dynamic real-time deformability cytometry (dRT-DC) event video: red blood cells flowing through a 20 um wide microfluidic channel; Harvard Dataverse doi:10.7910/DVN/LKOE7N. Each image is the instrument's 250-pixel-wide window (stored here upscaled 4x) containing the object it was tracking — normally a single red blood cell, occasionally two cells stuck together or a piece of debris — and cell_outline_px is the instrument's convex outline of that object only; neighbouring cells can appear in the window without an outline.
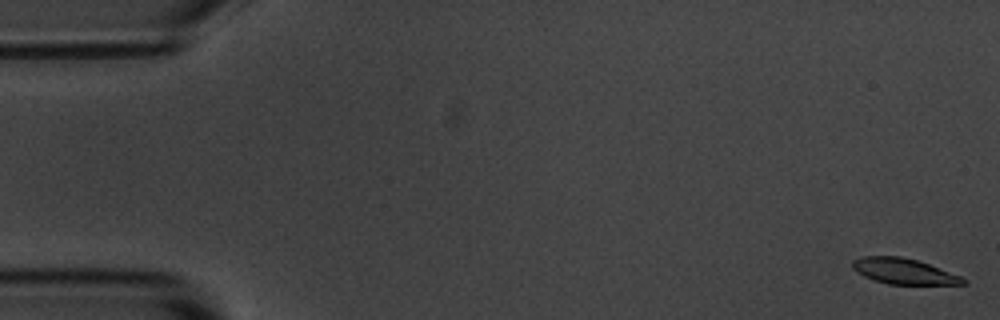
{"species": "common noctule bat (a hibernating species)", "species_latin": "Nyctalus noctula", "temperature_condition": "room temperature", "stored_images_in_passage": 56, "camera_frame_rate_fps": 3000, "um_per_image_px": 0.085, "animal": {"sex": "male", "body_mass_g": 20.1, "forearm_length_mm": 53.5}, "frame": {"image": 1, "passage_image": 1, "time_ms": 0.0, "image_size_px": [1000, 320], "cell_outline_px": [[968, 284], [888, 284], [864, 276], [856, 272], [852, 268], [852, 260], [860, 256], [900, 256], [916, 260], [928, 264], [960, 276], [968, 280]], "centroid_in_image_um": [76.79, 23.05], "position_along_channel_um": 8.2, "area_um2": 16.42}}
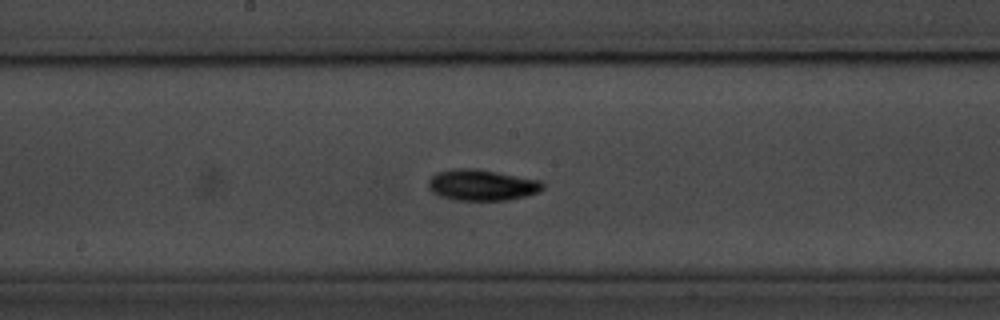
{"frame": {"image": 2, "passage_image": 29, "time_ms": 9.333, "image_size_px": [1000, 320], "cell_outline_px": [[544, 188], [540, 192], [508, 200], [456, 200], [440, 196], [432, 192], [428, 188], [428, 180], [436, 172], [456, 168], [476, 168], [540, 180], [544, 184]], "centroid_in_image_um": [40.95, 15.72], "position_along_channel_um": 207.3, "area_um2": 20.81}}
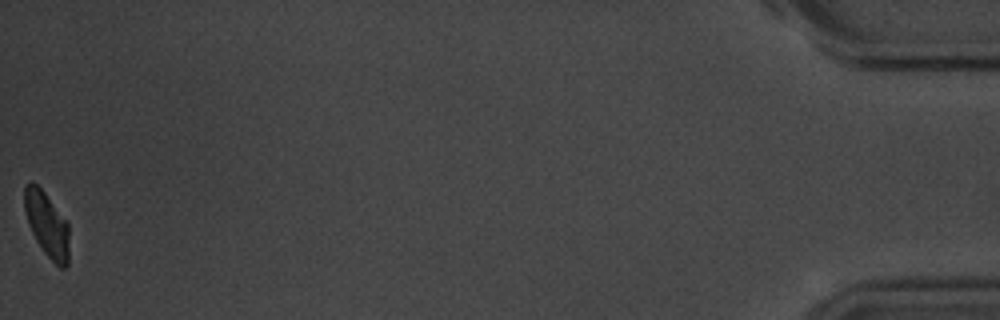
{"frame": {"image": 3, "passage_image": 56, "time_ms": 18.333, "image_size_px": [1000, 320], "cell_outline_px": [[68, 264], [64, 268], [60, 268], [44, 252], [36, 240], [28, 224], [24, 212], [24, 184], [28, 180], [32, 180], [44, 192], [68, 220]], "centroid_in_image_um": [3.97, 19.02], "position_along_channel_um": 431.2, "area_um2": 17.11}, "authors_computed_cell_mechanics": {"area_um2": 18.4093, "velocity_mm_per_s": 3.5875, "shape_relaxation_time_tau1_ms": 2.0453, "shape_relaxation_time_tau2_ms": null, "deformation_change_tau1": 0.1209, "deformation_change_tau2": null}}